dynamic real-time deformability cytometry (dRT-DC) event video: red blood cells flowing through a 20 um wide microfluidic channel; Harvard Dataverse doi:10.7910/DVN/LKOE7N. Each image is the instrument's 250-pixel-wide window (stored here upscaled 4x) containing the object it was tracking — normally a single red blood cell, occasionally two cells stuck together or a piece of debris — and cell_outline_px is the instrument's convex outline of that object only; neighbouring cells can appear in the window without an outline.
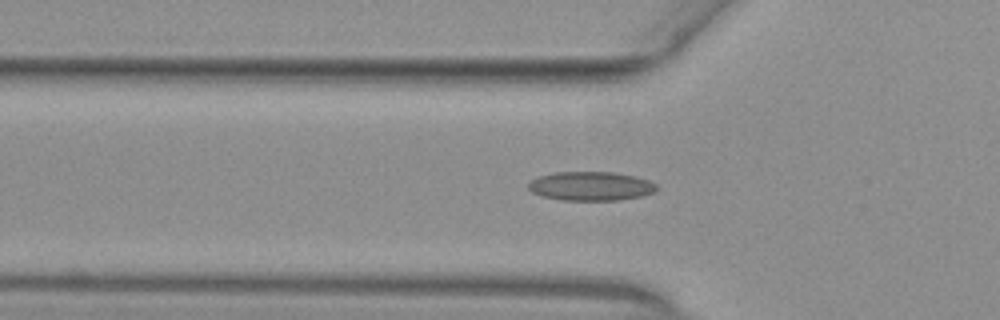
{"species": "common noctule bat (a hibernating species)", "species_latin": "Nyctalus noctula", "temperature_condition": "warm", "stored_images_in_passage": 43, "camera_frame_rate_fps": 3000, "um_per_image_px": 0.085, "animal": {"sex": "female", "body_mass_g": 29.2, "forearm_length_mm": 56.3}, "frame": {"image": 1, "passage_image": 9, "time_ms": 2.667, "image_size_px": [1000, 320], "cell_outline_px": [[660, 188], [656, 192], [644, 196], [620, 200], [560, 200], [540, 196], [532, 192], [528, 188], [528, 184], [536, 176], [556, 172], [612, 172], [636, 176], [648, 180], [656, 184]], "centroid_in_image_um": [50.25, 15.82], "position_along_channel_um": 75.6, "area_um2": 22.02}}
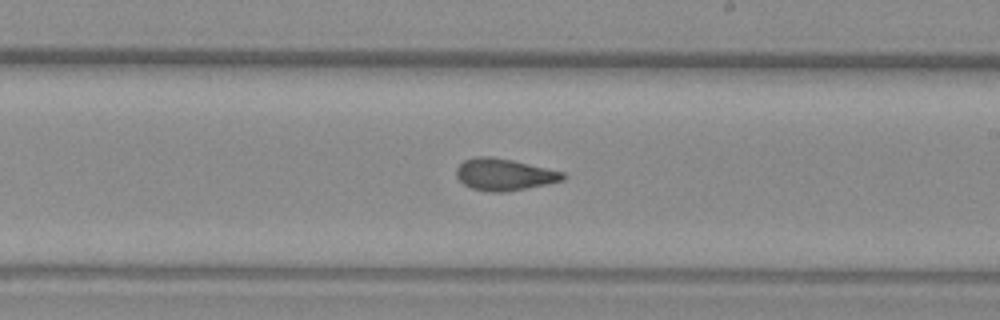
{"frame": {"image": 2, "passage_image": 22, "time_ms": 7.0, "image_size_px": [1000, 320], "cell_outline_px": [[568, 176], [564, 180], [548, 184], [504, 192], [488, 192], [472, 188], [464, 184], [456, 176], [456, 168], [464, 160], [476, 156], [488, 156], [512, 160], [564, 172]], "centroid_in_image_um": [42.87, 14.83], "position_along_channel_um": 246.1, "area_um2": 19.77}}
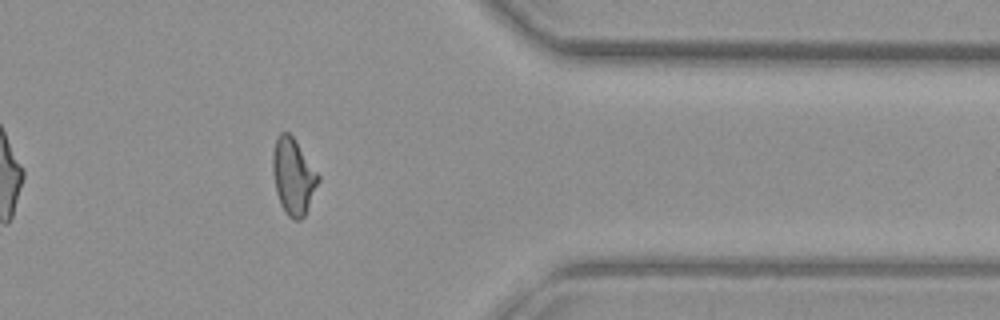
{"frame": {"image": 3, "passage_image": 34, "time_ms": 11.0, "image_size_px": [1000, 320], "cell_outline_px": [[320, 180], [304, 216], [300, 220], [292, 220], [284, 212], [280, 204], [276, 192], [272, 172], [272, 152], [276, 136], [280, 132], [288, 132], [292, 136], [320, 176]], "centroid_in_image_um": [24.9, 15.0], "position_along_channel_um": 386.5, "area_um2": 20.29}, "authors_computed_cell_mechanics": {"area_um2": 19.8832, "velocity_mm_per_s": 3.9208, "shape_relaxation_time_tau1_ms": null, "shape_relaxation_time_tau2_ms": 1.6223, "deformation_change_tau1": null, "deformation_change_tau2": 0.0843}}